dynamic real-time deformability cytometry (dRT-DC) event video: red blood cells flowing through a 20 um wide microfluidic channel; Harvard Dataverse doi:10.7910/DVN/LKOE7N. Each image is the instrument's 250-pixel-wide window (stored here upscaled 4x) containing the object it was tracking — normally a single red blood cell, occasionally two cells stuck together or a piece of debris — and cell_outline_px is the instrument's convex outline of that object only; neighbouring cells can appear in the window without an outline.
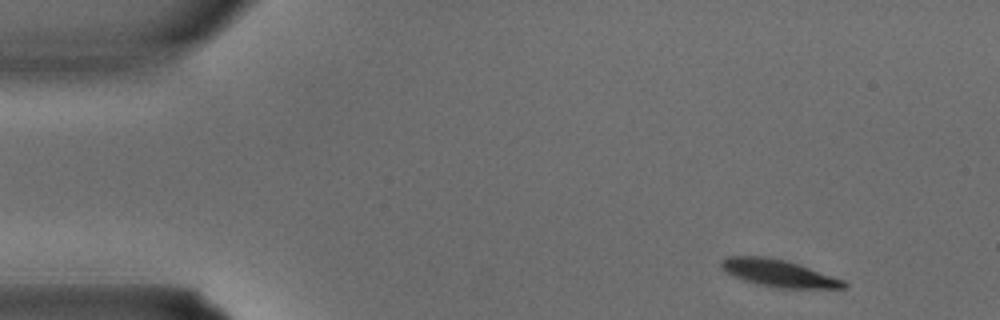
{"species": "common noctule bat (a hibernating species)", "species_latin": "Nyctalus noctula", "temperature_condition": "warm", "stored_images_in_passage": 3, "segment_of_instrument_passage": [1, 2], "camera_frame_rate_fps": 3000, "um_per_image_px": 0.085, "animal": {"sex": "male", "body_mass_g": 15.6}, "frame": {"image": 1, "passage_image": 1, "time_ms": 0.0, "image_size_px": [1000, 320], "cell_outline_px": [[848, 288], [780, 288], [756, 284], [732, 276], [724, 272], [720, 268], [720, 260], [728, 256], [760, 256], [784, 260], [844, 280], [848, 284]], "centroid_in_image_um": [66.11, 23.23], "position_along_channel_um": 18.9, "area_um2": 19.25}}